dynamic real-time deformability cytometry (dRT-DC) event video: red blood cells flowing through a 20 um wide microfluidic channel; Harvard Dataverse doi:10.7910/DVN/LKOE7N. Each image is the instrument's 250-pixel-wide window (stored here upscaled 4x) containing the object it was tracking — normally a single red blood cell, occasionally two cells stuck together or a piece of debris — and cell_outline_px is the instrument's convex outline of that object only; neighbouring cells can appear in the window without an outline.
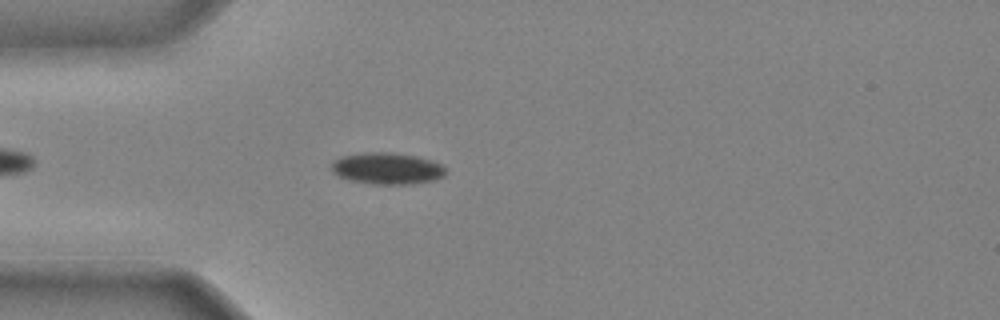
{"species": "common noctule bat (a hibernating species)", "species_latin": "Nyctalus noctula", "temperature_condition": "cold", "stored_images_in_passage": 35, "camera_frame_rate_fps": 3000, "um_per_image_px": 0.085, "animal": {"sex": "male", "body_mass_g": 20.4}, "frame": {"image": 1, "passage_image": 5, "time_ms": 1.333, "image_size_px": [1000, 320], "cell_outline_px": [[444, 176], [436, 180], [412, 184], [372, 184], [352, 180], [340, 176], [332, 172], [332, 164], [340, 156], [368, 152], [392, 152], [416, 156], [432, 160], [444, 164]], "centroid_in_image_um": [32.95, 14.31], "position_along_channel_um": 52.0, "area_um2": 21.04}}
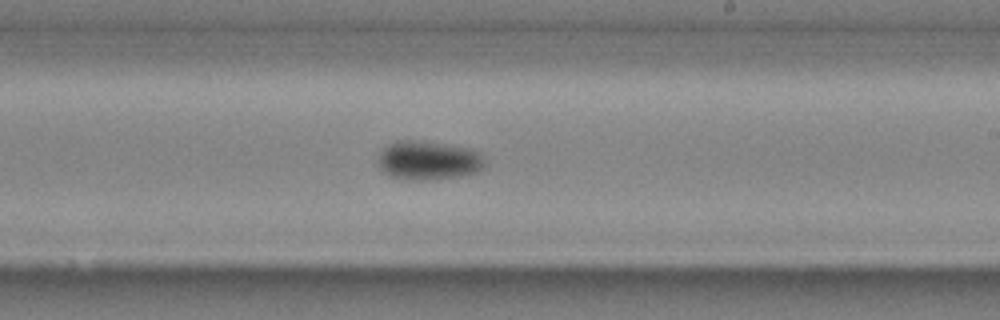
{"frame": {"image": 2, "passage_image": 19, "time_ms": 6.0, "image_size_px": [1000, 320], "cell_outline_px": [[484, 168], [480, 172], [460, 176], [428, 180], [408, 180], [388, 176], [380, 168], [376, 160], [376, 156], [388, 144], [396, 140], [424, 140], [452, 144], [472, 148], [484, 152]], "centroid_in_image_um": [36.44, 13.61], "position_along_channel_um": 252.6, "area_um2": 25.26}}
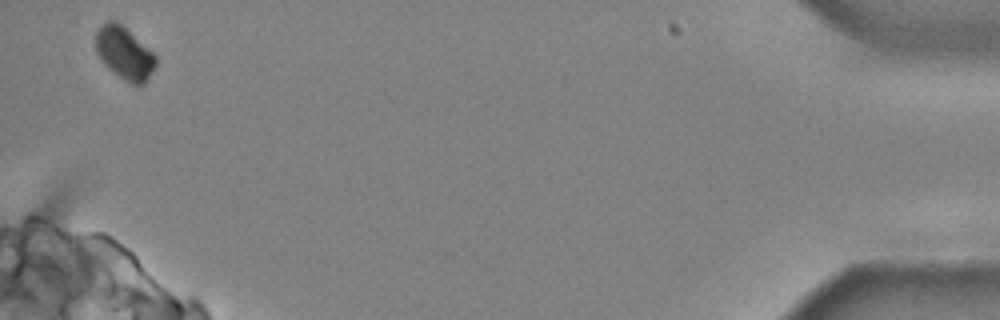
{"frame": {"image": 3, "passage_image": 35, "time_ms": 11.333, "image_size_px": [1000, 320], "cell_outline_px": [[156, 64], [144, 84], [132, 84], [124, 80], [112, 72], [104, 64], [96, 52], [96, 32], [108, 20], [116, 20], [152, 52], [156, 56]], "centroid_in_image_um": [10.56, 4.53], "position_along_channel_um": 424.6, "area_um2": 17.98}}